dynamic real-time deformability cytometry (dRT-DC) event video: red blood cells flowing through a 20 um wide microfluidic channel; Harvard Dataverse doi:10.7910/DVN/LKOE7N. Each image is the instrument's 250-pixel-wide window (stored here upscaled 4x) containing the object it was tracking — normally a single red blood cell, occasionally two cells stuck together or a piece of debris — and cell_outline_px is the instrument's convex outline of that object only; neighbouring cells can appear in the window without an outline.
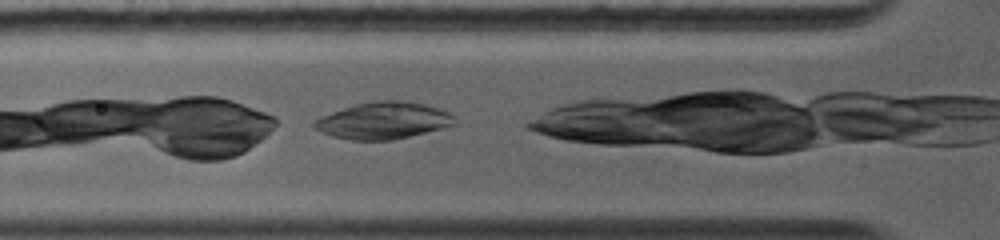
{"species": "common noctule bat (a hibernating species)", "species_latin": "Nyctalus noctula", "temperature_condition": "warm", "stored_images_in_passage": 2, "camera_frame_rate_fps": 5000, "um_per_image_px": 0.085, "animal": {"sex": "female", "body_mass_g": 19.0, "forearm_length_mm": 56.7}, "frame": {"image": 1, "passage_image": 2, "time_ms": 0.4, "image_size_px": [1000, 240], "cell_outline_px": [[456, 124], [392, 140], [352, 140], [332, 136], [316, 128], [312, 124], [312, 120], [320, 116], [356, 104], [376, 100], [400, 100], [424, 104], [440, 108], [448, 112], [452, 116]], "centroid_in_image_um": [32.55, 10.24], "position_along_channel_um": 93.2, "area_um2": 29.77}}